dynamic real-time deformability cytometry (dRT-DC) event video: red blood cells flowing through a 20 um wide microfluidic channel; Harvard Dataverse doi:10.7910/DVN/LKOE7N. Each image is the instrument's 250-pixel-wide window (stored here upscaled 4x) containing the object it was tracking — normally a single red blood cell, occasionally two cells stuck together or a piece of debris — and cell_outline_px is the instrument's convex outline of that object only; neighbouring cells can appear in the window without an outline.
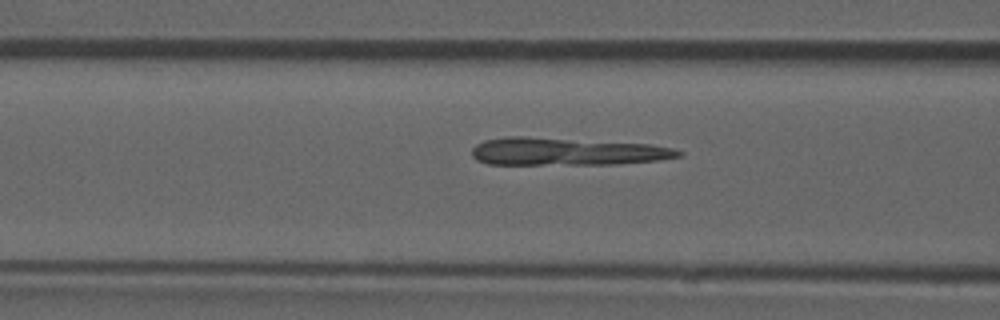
{"species": "common noctule bat (a hibernating species)", "species_latin": "Nyctalus noctula", "temperature_condition": "room temperature", "stored_images_in_passage": 45, "camera_frame_rate_fps": 3000, "um_per_image_px": 0.085, "animal": {"sex": "male", "forearm_length_mm": 52.5}, "frame": {"image": 1, "passage_image": 14, "time_ms": 4.333, "image_size_px": [1000, 320], "cell_outline_px": [[684, 156], [656, 160], [616, 164], [488, 164], [476, 160], [472, 156], [472, 148], [476, 144], [484, 140], [508, 136], [524, 136], [652, 144], [676, 148], [684, 152]], "centroid_in_image_um": [48.19, 12.87], "position_along_channel_um": 118.4, "area_um2": 33.52}}
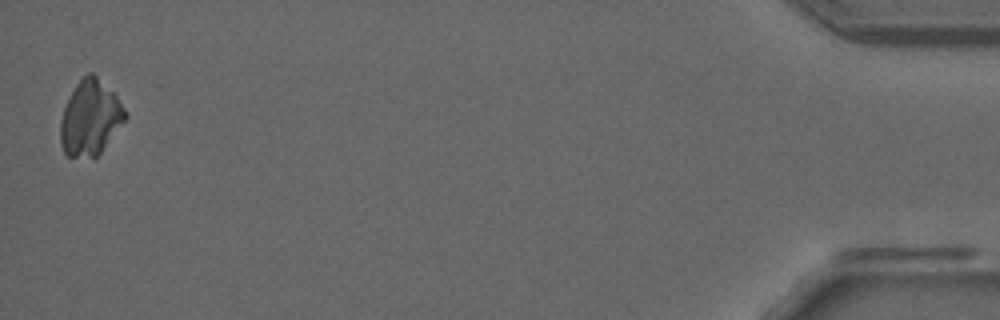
{"frame": {"image": 2, "passage_image": 45, "time_ms": 14.667, "image_size_px": [1000, 320], "cell_outline_px": [[128, 116], [100, 152], [96, 156], [68, 156], [64, 152], [60, 144], [60, 120], [64, 108], [76, 84], [88, 72], [92, 72], [116, 96], [128, 112]], "centroid_in_image_um": [7.66, 10.02], "position_along_channel_um": 427.5, "area_um2": 27.8}}